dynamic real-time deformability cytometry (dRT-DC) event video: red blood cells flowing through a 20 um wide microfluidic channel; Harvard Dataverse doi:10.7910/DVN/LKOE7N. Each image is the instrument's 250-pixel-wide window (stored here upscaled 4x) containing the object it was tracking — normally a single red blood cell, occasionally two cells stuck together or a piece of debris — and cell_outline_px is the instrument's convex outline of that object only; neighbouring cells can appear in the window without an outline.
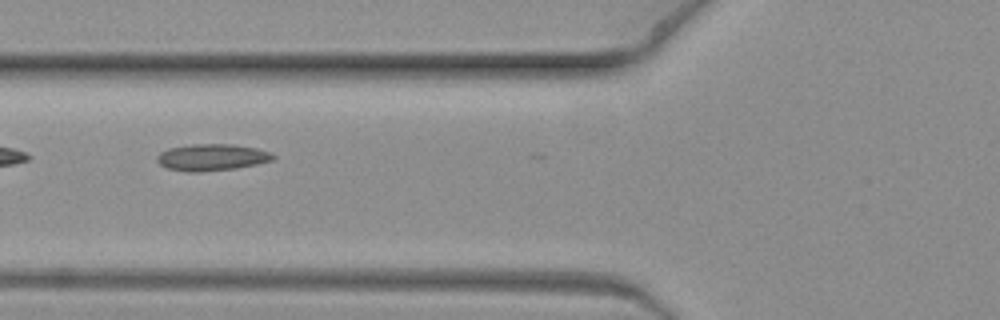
{"species": "common noctule bat (a hibernating species)", "species_latin": "Nyctalus noctula", "temperature_condition": "warm", "stored_images_in_passage": 6, "camera_frame_rate_fps": 3000, "um_per_image_px": 0.085, "animal": {"sex": "female", "body_mass_g": 19.3, "forearm_length_mm": 54.1}, "frame": {"image": 1, "passage_image": 5, "time_ms": 1.333, "image_size_px": [1000, 320], "cell_outline_px": [[276, 156], [272, 160], [256, 164], [236, 168], [200, 172], [188, 172], [168, 168], [160, 164], [156, 160], [156, 156], [160, 152], [168, 148], [192, 144], [232, 144], [256, 148], [272, 152]], "centroid_in_image_um": [18.0, 13.36], "position_along_channel_um": 107.8, "area_um2": 18.09}}